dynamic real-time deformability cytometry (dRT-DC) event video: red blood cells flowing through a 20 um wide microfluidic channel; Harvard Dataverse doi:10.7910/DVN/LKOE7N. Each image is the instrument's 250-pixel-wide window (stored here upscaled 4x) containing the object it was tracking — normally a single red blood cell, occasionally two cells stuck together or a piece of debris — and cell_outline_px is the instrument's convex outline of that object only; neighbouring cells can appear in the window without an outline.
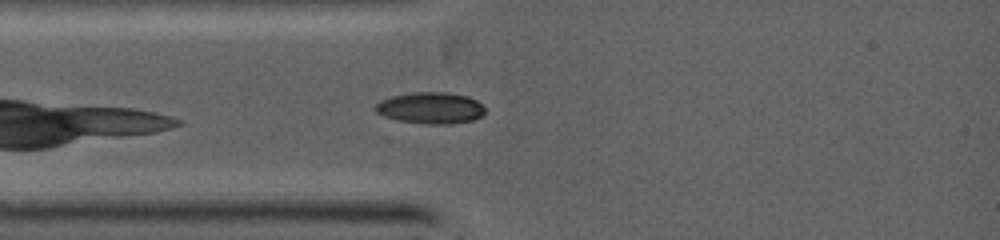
{"species": "common noctule bat (a hibernating species)", "species_latin": "Nyctalus noctula", "temperature_condition": "warm", "stored_images_in_passage": 26, "camera_frame_rate_fps": 5000, "um_per_image_px": 0.085, "animal": {"sex": "female", "body_mass_g": 19.0, "forearm_length_mm": 53.3}, "frame": {"image": 1, "passage_image": 4, "time_ms": 1.8, "image_size_px": [1000, 240], "cell_outline_px": [[484, 112], [480, 116], [472, 120], [444, 124], [432, 124], [400, 120], [384, 116], [376, 112], [372, 108], [380, 100], [392, 96], [412, 92], [448, 92], [468, 96], [476, 100], [484, 108]], "centroid_in_image_um": [36.56, 9.15], "position_along_channel_um": 48.4, "area_um2": 19.88}}
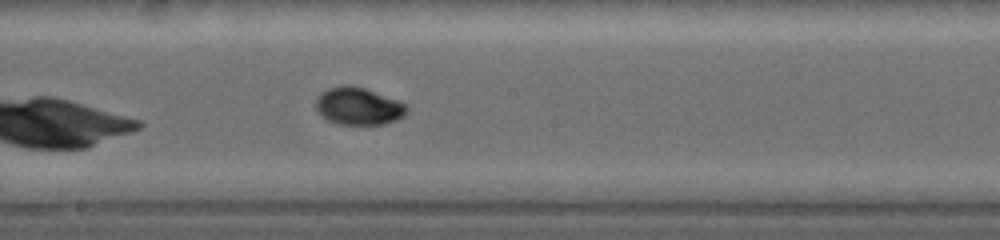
{"frame": {"image": 2, "passage_image": 15, "time_ms": 5.4, "image_size_px": [1000, 240], "cell_outline_px": [[408, 108], [404, 116], [396, 120], [380, 124], [340, 124], [328, 120], [316, 108], [316, 100], [320, 92], [328, 88], [340, 84], [352, 84], [364, 88], [396, 100], [404, 104]], "centroid_in_image_um": [30.44, 9.0], "position_along_channel_um": 217.8, "area_um2": 19.59}}
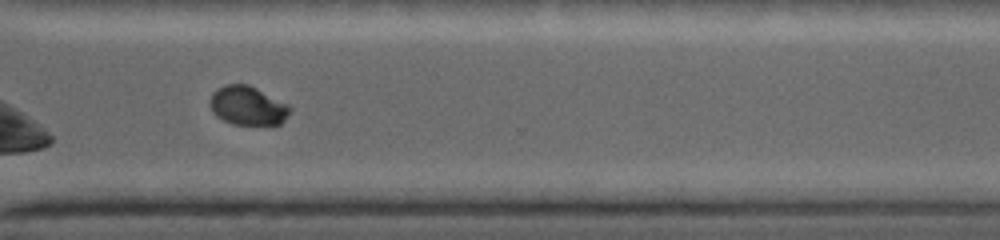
{"frame": {"image": 3, "passage_image": 24, "time_ms": 8.2, "image_size_px": [1000, 240], "cell_outline_px": [[292, 108], [284, 120], [280, 124], [232, 124], [216, 116], [212, 112], [208, 100], [212, 92], [216, 88], [224, 84], [248, 84], [288, 104]], "centroid_in_image_um": [21.0, 8.97], "position_along_channel_um": 349.6, "area_um2": 18.21}}